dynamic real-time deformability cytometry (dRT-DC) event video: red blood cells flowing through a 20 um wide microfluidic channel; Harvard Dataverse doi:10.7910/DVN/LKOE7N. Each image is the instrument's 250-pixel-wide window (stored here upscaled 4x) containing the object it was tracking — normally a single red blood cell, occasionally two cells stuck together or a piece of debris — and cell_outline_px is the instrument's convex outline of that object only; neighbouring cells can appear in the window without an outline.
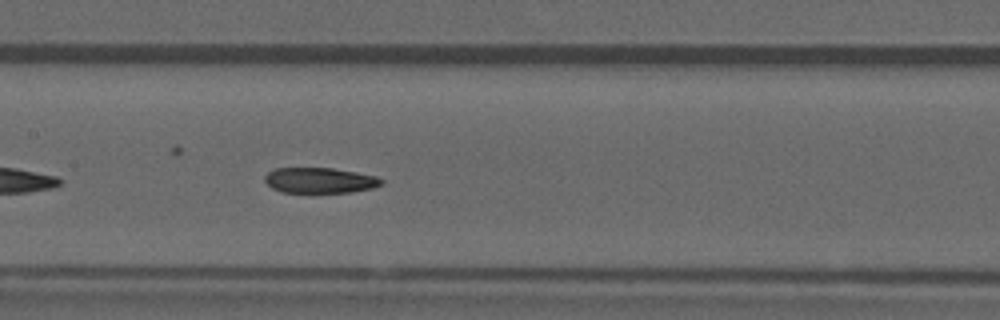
{"species": "common noctule bat (a hibernating species)", "species_latin": "Nyctalus noctula", "temperature_condition": "warm", "stored_images_in_passage": 36, "camera_frame_rate_fps": 3000, "um_per_image_px": 0.085, "animal": {"sex": "male", "forearm_length_mm": 52.5}, "frame": {"image": 1, "passage_image": 11, "time_ms": 3.333, "image_size_px": [1000, 320], "cell_outline_px": [[384, 184], [372, 188], [352, 192], [280, 192], [272, 188], [264, 180], [264, 176], [268, 172], [276, 168], [332, 168], [356, 172], [376, 176], [384, 180]], "centroid_in_image_um": [27.19, 15.33], "position_along_channel_um": 180.2, "area_um2": 17.34}, "authors_computed_cell_mechanics": {"area_um2": 18.4093, "velocity_mm_per_s": 3.9687, "shape_relaxation_time_tau1_ms": null, "shape_relaxation_time_tau2_ms": 2.6058, "deformation_change_tau1": null, "deformation_change_tau2": 0.0837}}